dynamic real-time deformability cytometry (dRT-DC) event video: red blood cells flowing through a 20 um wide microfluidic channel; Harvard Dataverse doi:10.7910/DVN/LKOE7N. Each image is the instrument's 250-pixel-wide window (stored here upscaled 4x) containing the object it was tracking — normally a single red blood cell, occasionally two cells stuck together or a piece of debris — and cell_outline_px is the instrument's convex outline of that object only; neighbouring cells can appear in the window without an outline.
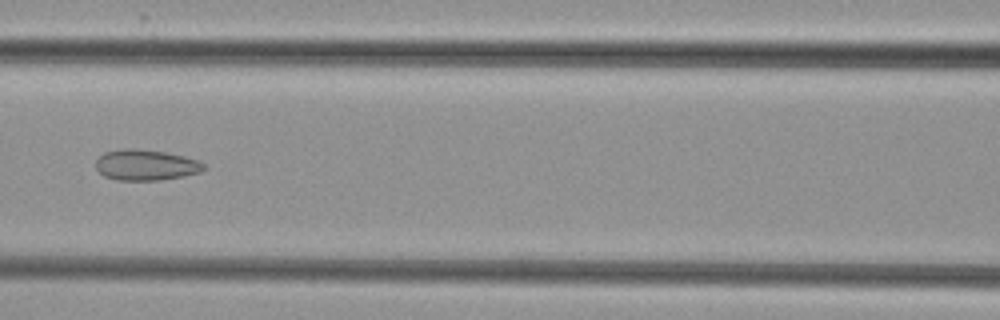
{"species": "common noctule bat (a hibernating species)", "species_latin": "Nyctalus noctula", "temperature_condition": "cold", "stored_images_in_passage": 7, "camera_frame_rate_fps": 3000, "um_per_image_px": 0.085, "animal": {"sex": "female", "body_mass_g": 29.2, "forearm_length_mm": 56.3}, "frame": {"image": 1, "passage_image": 7, "time_ms": 7.0, "image_size_px": [1000, 320], "cell_outline_px": [[208, 168], [200, 172], [184, 176], [160, 180], [116, 180], [104, 176], [96, 168], [96, 160], [104, 152], [124, 148], [132, 148], [164, 152], [184, 156], [196, 160], [204, 164]], "centroid_in_image_um": [12.39, 14.03], "position_along_channel_um": 154.2, "area_um2": 19.36}}